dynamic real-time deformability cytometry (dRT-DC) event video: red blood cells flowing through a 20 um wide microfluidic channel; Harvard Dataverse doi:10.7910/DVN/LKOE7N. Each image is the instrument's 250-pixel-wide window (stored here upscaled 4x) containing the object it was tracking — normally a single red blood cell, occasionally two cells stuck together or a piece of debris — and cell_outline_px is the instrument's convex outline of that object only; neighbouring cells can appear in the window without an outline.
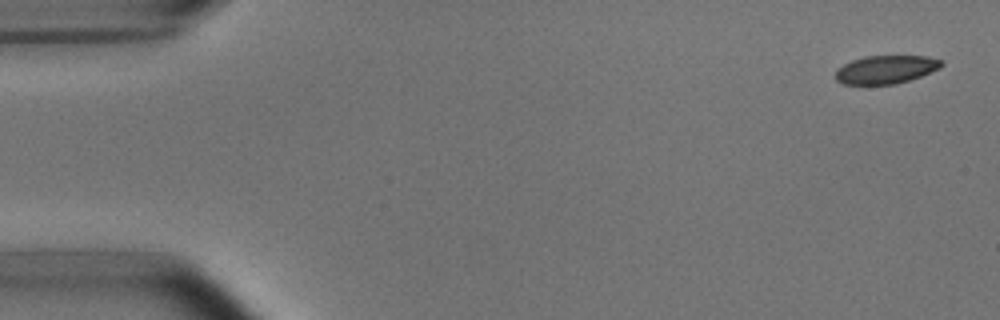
{"species": "common noctule bat (a hibernating species)", "species_latin": "Nyctalus noctula", "temperature_condition": "room temperature", "stored_images_in_passage": 6, "camera_frame_rate_fps": 3000, "um_per_image_px": 0.085, "animal": {"sex": "male", "body_mass_g": 15.6}, "frame": {"image": 1, "passage_image": 1, "time_ms": 0.0, "image_size_px": [1000, 320], "cell_outline_px": [[944, 64], [940, 68], [920, 76], [896, 84], [840, 84], [836, 80], [836, 68], [852, 60], [864, 56], [928, 56], [944, 60]], "centroid_in_image_um": [75.3, 5.9], "position_along_channel_um": 9.7, "area_um2": 17.51}}
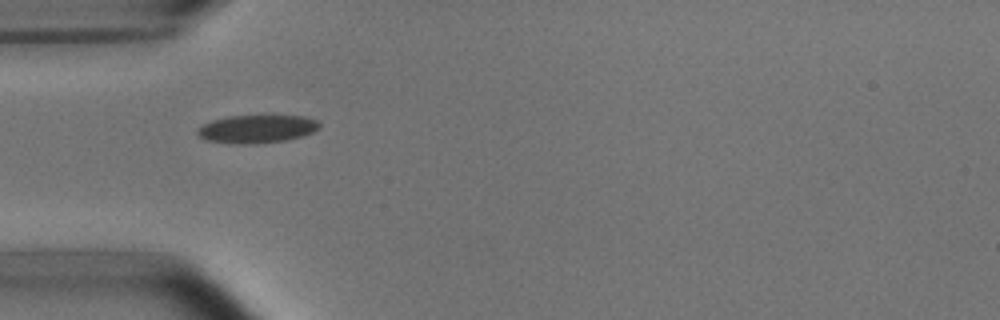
{"frame": {"image": 2, "passage_image": 5, "time_ms": 1.333, "image_size_px": [1000, 320], "cell_outline_px": [[320, 124], [312, 132], [288, 140], [252, 144], [240, 144], [208, 140], [200, 136], [196, 132], [196, 128], [212, 120], [228, 116], [304, 116], [316, 120]], "centroid_in_image_um": [21.8, 10.96], "position_along_channel_um": 63.2, "area_um2": 19.65}}